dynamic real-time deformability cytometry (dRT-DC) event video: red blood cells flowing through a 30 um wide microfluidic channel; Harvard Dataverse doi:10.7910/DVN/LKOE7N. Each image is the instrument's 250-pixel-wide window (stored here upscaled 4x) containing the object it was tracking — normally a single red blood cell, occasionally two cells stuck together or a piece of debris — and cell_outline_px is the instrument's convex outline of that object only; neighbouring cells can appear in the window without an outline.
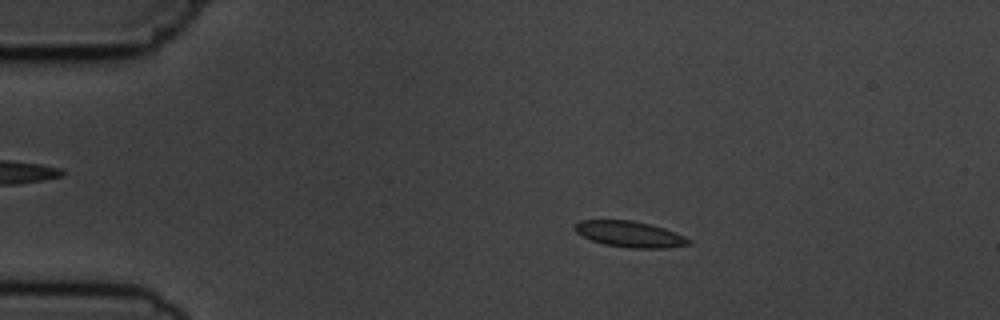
{"species": "common noctule bat (a hibernating species)", "species_latin": "Nyctalus noctula", "temperature_condition": "cold", "stored_images_in_passage": 3, "camera_frame_rate_fps": 3000, "um_per_image_px": 0.085, "animal": {"sex": "male", "body_mass_g": 19.5, "forearm_length_mm": 54.6}, "frame": {"image": 1, "passage_image": 2, "time_ms": 1.333, "image_size_px": [1000, 320], "cell_outline_px": [[692, 244], [668, 248], [628, 248], [604, 244], [592, 240], [576, 232], [576, 224], [580, 220], [632, 220], [652, 224], [664, 228], [684, 236], [692, 240]], "centroid_in_image_um": [53.59, 19.91], "position_along_channel_um": 31.4, "area_um2": 17.22}}